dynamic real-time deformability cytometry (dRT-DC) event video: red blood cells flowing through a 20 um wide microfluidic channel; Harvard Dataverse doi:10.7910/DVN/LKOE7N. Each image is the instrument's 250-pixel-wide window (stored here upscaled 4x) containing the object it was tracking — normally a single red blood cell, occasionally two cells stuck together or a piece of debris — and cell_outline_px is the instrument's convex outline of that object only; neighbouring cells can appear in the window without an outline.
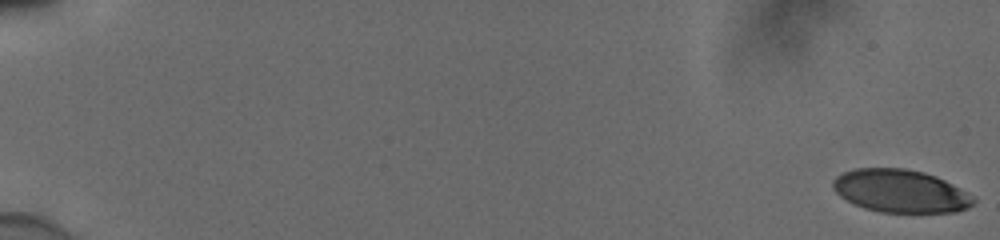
{"species": "human", "species_latin": "Homo sapiens", "temperature_condition": "cold", "stored_images_in_passage": 56, "camera_frame_rate_fps": 3000, "um_per_image_px": 0.085, "donor": {"sex": "male"}, "frame": {"image": 1, "passage_image": 1, "time_ms": 0.0, "image_size_px": [1000, 240], "cell_outline_px": [[976, 200], [968, 208], [956, 212], [880, 212], [864, 208], [840, 196], [832, 188], [832, 180], [836, 176], [844, 172], [856, 168], [904, 168], [924, 172], [936, 176], [976, 196]], "centroid_in_image_um": [76.56, 16.23], "position_along_channel_um": 8.4, "area_um2": 35.2}}
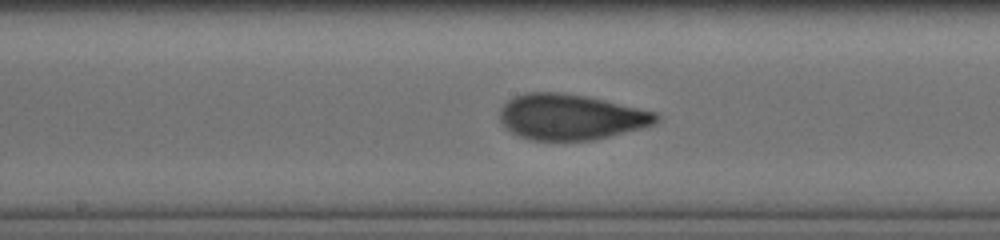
{"frame": {"image": 2, "passage_image": 32, "time_ms": 10.333, "image_size_px": [1000, 240], "cell_outline_px": [[660, 120], [656, 124], [644, 128], [596, 140], [528, 140], [504, 128], [500, 120], [500, 108], [508, 100], [516, 96], [528, 92], [560, 92], [584, 96], [604, 100], [656, 112], [660, 116]], "centroid_in_image_um": [48.54, 9.96], "position_along_channel_um": 199.7, "area_um2": 41.85}}
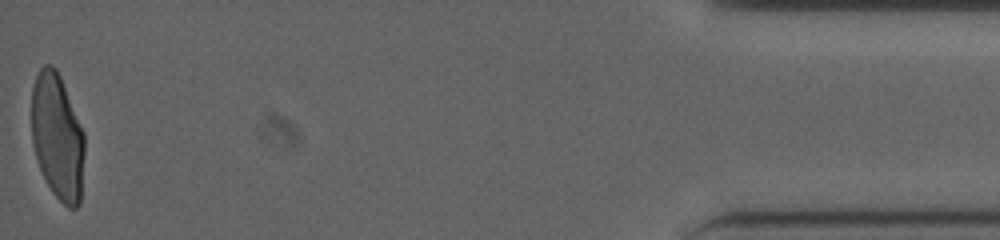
{"frame": {"image": 3, "passage_image": 56, "time_ms": 18.333, "image_size_px": [1000, 240], "cell_outline_px": [[84, 152], [80, 204], [76, 208], [68, 208], [52, 192], [40, 168], [32, 144], [32, 88], [36, 76], [40, 68], [44, 64], [52, 64], [56, 68], [60, 76], [84, 132]], "centroid_in_image_um": [4.88, 11.61], "position_along_channel_um": 430.3, "area_um2": 38.78}, "authors_computed_cell_mechanics": {"area_um2": 40.0843, "velocity_mm_per_s": 3.8833, "shape_relaxation_time_tau1_ms": 6.4759, "shape_relaxation_time_tau2_ms": 0.8554, "deformation_change_tau1": 0.211, "deformation_change_tau2": 0.0743}}